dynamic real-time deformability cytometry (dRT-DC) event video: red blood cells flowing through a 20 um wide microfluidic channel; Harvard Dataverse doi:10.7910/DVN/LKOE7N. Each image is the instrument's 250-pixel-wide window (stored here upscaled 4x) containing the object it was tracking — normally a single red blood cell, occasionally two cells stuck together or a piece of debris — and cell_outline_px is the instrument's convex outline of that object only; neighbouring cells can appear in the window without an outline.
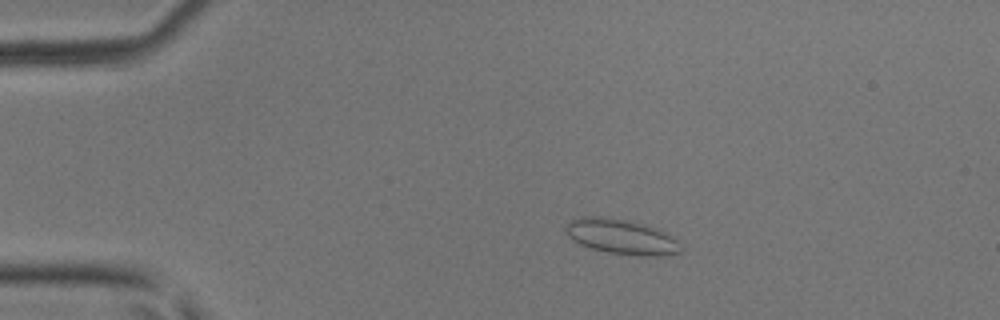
{"species": "common noctule bat (a hibernating species)", "species_latin": "Nyctalus noctula", "temperature_condition": "room temperature", "stored_images_in_passage": 48, "camera_frame_rate_fps": 3000, "um_per_image_px": 0.085, "animal": {"sex": "male", "body_mass_g": 17.9, "forearm_length_mm": 54.2}, "frame": {"image": 1, "passage_image": 10, "time_ms": 3.0, "image_size_px": [1000, 320], "cell_outline_px": [[680, 252], [660, 256], [636, 256], [608, 252], [592, 248], [580, 244], [572, 240], [564, 232], [564, 228], [572, 220], [580, 216], [604, 216], [628, 220], [644, 224], [656, 228], [664, 232], [676, 240]], "centroid_in_image_um": [52.75, 20.11], "position_along_channel_um": 32.2, "area_um2": 23.41}}
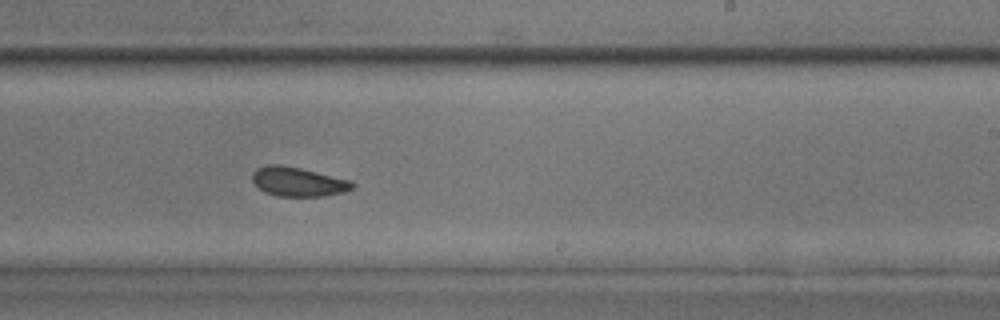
{"frame": {"image": 2, "passage_image": 30, "time_ms": 9.667, "image_size_px": [1000, 320], "cell_outline_px": [[356, 184], [352, 188], [340, 192], [324, 196], [276, 196], [264, 192], [252, 180], [252, 172], [256, 168], [268, 164], [280, 164], [300, 168], [352, 180]], "centroid_in_image_um": [25.31, 15.43], "position_along_channel_um": 263.7, "area_um2": 17.05}}
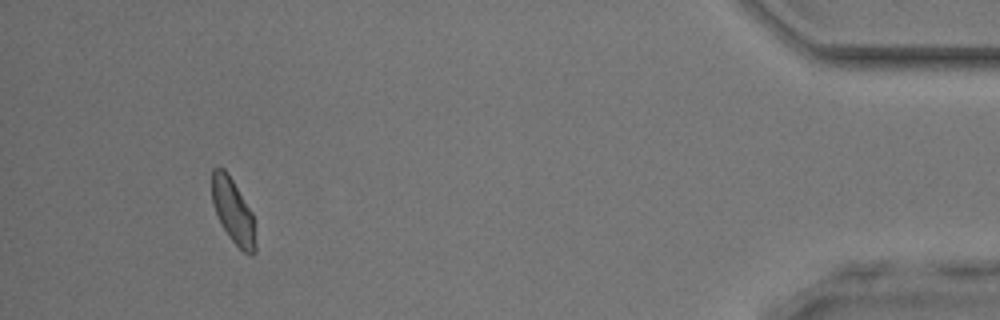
{"frame": {"image": 3, "passage_image": 45, "time_ms": 14.667, "image_size_px": [1000, 320], "cell_outline_px": [[256, 252], [252, 256], [244, 252], [228, 236], [212, 204], [212, 168], [224, 168], [228, 172], [252, 212], [256, 244]], "centroid_in_image_um": [19.82, 17.94], "position_along_channel_um": 415.4, "area_um2": 16.3}}